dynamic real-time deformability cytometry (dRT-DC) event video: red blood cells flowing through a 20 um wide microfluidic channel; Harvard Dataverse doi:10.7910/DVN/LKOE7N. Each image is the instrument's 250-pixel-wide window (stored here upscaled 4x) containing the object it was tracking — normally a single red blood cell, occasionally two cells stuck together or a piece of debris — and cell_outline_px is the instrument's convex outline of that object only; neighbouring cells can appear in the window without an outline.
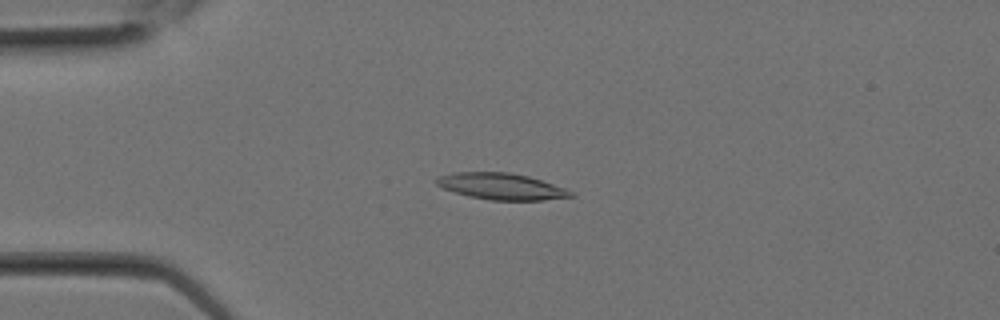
{"species": "Egyptian fruit bat (a non-hibernating species)", "species_latin": "Rousettus aegyptiacus", "temperature_condition": "room temperature", "stored_images_in_passage": 9, "camera_frame_rate_fps": 3000, "um_per_image_px": 0.085, "animal": {"sex": "female"}, "frame": {"image": 1, "passage_image": 6, "time_ms": 1.667, "image_size_px": [1000, 320], "cell_outline_px": [[576, 196], [544, 200], [492, 200], [468, 196], [444, 188], [436, 184], [436, 180], [440, 176], [452, 172], [508, 172], [528, 176], [564, 188], [572, 192]], "centroid_in_image_um": [42.62, 15.84], "position_along_channel_um": 42.4, "area_um2": 20.4}}
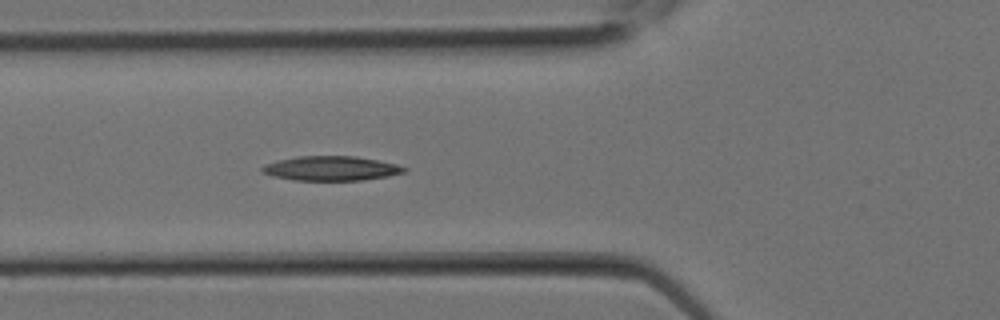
{"frame": {"image": 2, "passage_image": 9, "time_ms": 2.667, "image_size_px": [1000, 320], "cell_outline_px": [[408, 172], [388, 176], [360, 180], [292, 180], [272, 176], [260, 172], [260, 168], [264, 164], [296, 156], [356, 156], [396, 164], [408, 168]], "centroid_in_image_um": [28.13, 14.31], "position_along_channel_um": 97.7, "area_um2": 20.35}}